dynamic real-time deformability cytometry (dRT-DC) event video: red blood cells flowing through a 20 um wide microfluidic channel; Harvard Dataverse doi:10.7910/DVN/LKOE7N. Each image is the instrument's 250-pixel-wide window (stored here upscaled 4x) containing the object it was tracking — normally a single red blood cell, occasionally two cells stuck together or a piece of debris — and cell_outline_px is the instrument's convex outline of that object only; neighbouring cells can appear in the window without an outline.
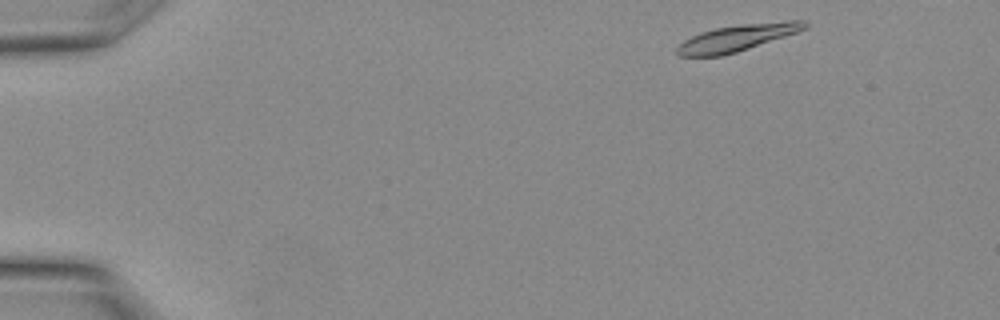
{"species": "Egyptian fruit bat (a non-hibernating species)", "species_latin": "Rousettus aegyptiacus", "temperature_condition": "warm", "stored_images_in_passage": 9, "camera_frame_rate_fps": 3000, "um_per_image_px": 0.085, "animal": {"sex": "female"}, "frame": {"image": 1, "passage_image": 1, "time_ms": 0.0, "image_size_px": [1000, 320], "cell_outline_px": [[808, 28], [736, 52], [720, 56], [680, 56], [676, 52], [676, 48], [684, 40], [700, 32], [716, 28], [740, 24], [788, 20], [808, 20]], "centroid_in_image_um": [62.67, 3.2], "position_along_channel_um": 22.3, "area_um2": 19.59}}
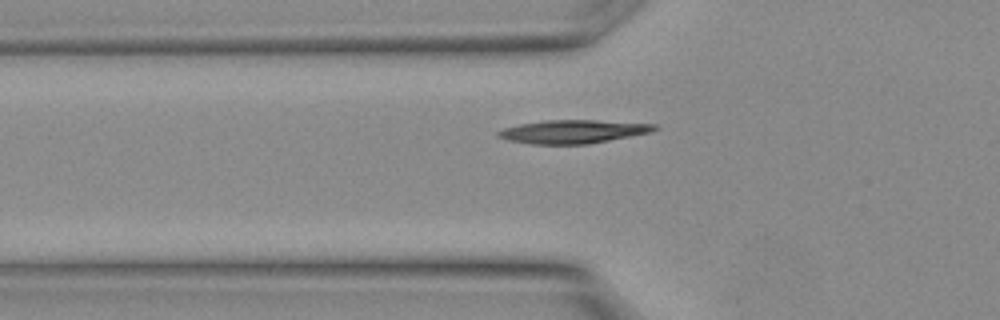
{"frame": {"image": 2, "passage_image": 8, "time_ms": 2.333, "image_size_px": [1000, 320], "cell_outline_px": [[660, 128], [652, 132], [588, 144], [532, 144], [508, 140], [496, 136], [496, 132], [504, 128], [520, 124], [544, 120], [596, 120], [656, 124]], "centroid_in_image_um": [48.72, 11.18], "position_along_channel_um": 77.1, "area_um2": 21.33}}